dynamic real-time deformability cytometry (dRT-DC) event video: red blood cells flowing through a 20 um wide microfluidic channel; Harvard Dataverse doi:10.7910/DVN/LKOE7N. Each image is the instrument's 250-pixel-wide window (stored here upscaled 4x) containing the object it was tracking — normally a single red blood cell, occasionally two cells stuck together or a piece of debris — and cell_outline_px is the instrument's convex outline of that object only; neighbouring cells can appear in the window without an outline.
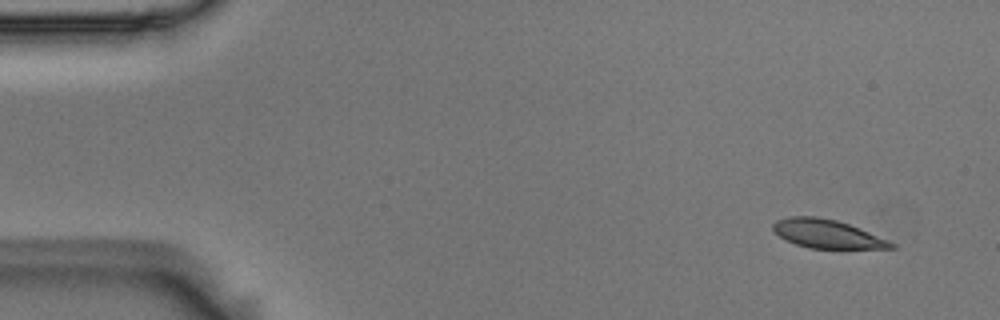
{"species": "Egyptian fruit bat (a non-hibernating species)", "species_latin": "Rousettus aegyptiacus", "temperature_condition": "room temperature", "stored_images_in_passage": 9, "camera_frame_rate_fps": 3000, "um_per_image_px": 0.085, "animal": {"sex": "male"}, "frame": {"image": 1, "passage_image": 1, "time_ms": 0.0, "image_size_px": [1000, 320], "cell_outline_px": [[896, 248], [808, 248], [796, 244], [772, 232], [772, 224], [776, 220], [788, 216], [816, 216], [836, 220], [860, 228], [888, 240], [896, 244]], "centroid_in_image_um": [70.27, 19.86], "position_along_channel_um": 14.7, "area_um2": 19.59}}
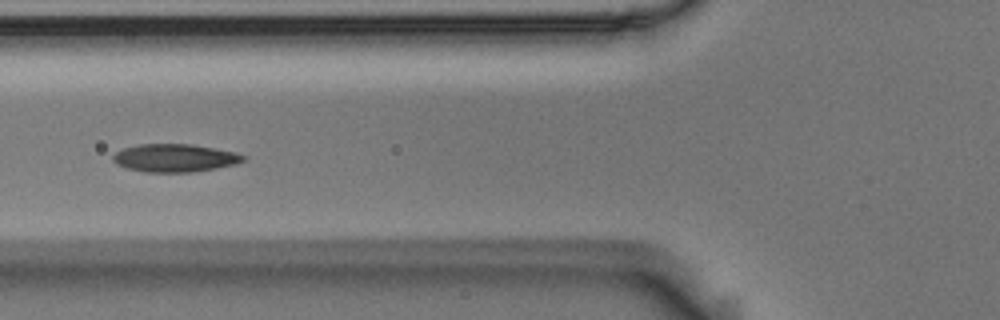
{"frame": {"image": 2, "passage_image": 6, "time_ms": 1.667, "image_size_px": [1000, 320], "cell_outline_px": [[248, 156], [244, 160], [236, 164], [216, 168], [192, 172], [144, 172], [128, 168], [116, 164], [112, 160], [112, 156], [116, 152], [124, 148], [140, 144], [192, 144], [236, 152]], "centroid_in_image_um": [14.87, 13.42], "position_along_channel_um": 110.9, "area_um2": 21.27}}
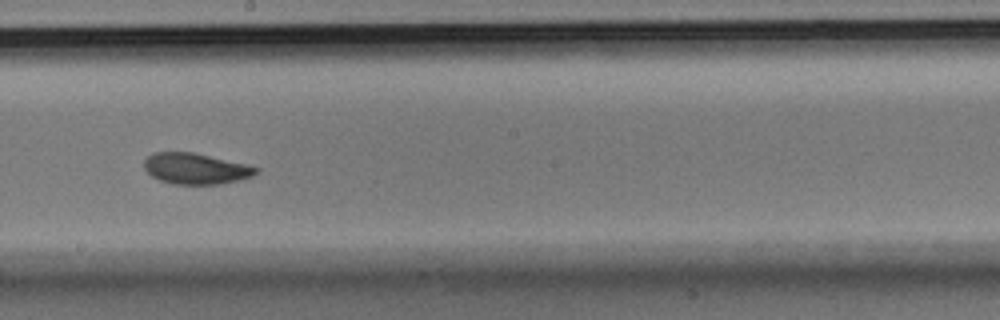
{"frame": {"image": 3, "passage_image": 9, "time_ms": 2.667, "image_size_px": [1000, 320], "cell_outline_px": [[260, 168], [252, 176], [220, 184], [172, 184], [160, 180], [152, 176], [144, 168], [144, 160], [152, 152], [192, 152], [248, 164]], "centroid_in_image_um": [16.62, 14.32], "position_along_channel_um": 231.6, "area_um2": 20.11}}